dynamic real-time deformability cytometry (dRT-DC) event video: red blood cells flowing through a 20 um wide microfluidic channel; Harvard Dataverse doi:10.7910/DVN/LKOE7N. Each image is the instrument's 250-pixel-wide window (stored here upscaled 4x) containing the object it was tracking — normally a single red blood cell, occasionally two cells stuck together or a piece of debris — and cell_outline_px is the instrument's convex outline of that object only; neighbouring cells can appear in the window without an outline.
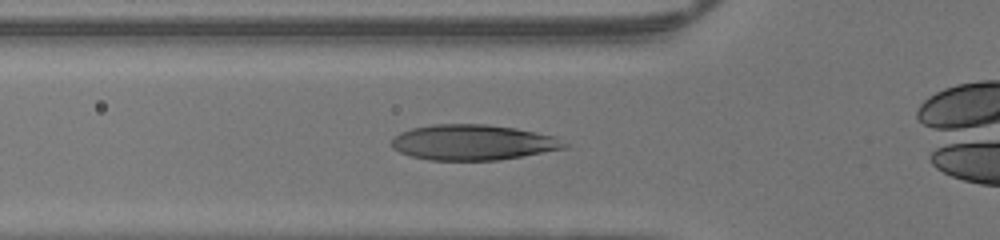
{"species": "human", "species_latin": "Homo sapiens", "temperature_condition": "warm", "stored_images_in_passage": 32, "camera_frame_rate_fps": 3000, "um_per_image_px": 0.085, "donor": {"sex": "male"}, "frame": {"image": 1, "passage_image": 8, "time_ms": 2.333, "image_size_px": [1000, 240], "cell_outline_px": [[568, 148], [500, 160], [428, 160], [408, 156], [392, 148], [392, 136], [400, 132], [412, 128], [432, 124], [488, 124], [516, 128], [556, 136], [568, 144]], "centroid_in_image_um": [40.2, 12.1], "position_along_channel_um": 85.6, "area_um2": 36.13}}
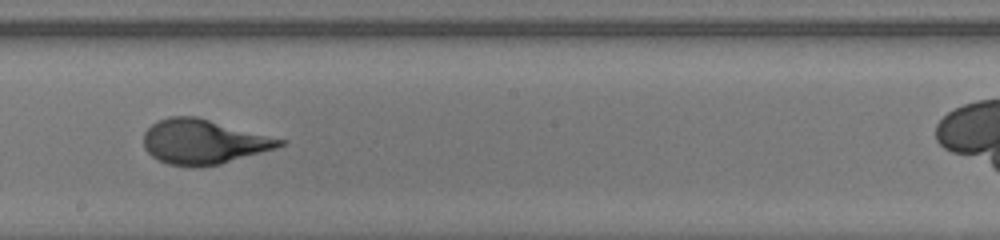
{"frame": {"image": 2, "passage_image": 18, "time_ms": 5.667, "image_size_px": [1000, 240], "cell_outline_px": [[288, 144], [276, 148], [220, 164], [192, 168], [168, 164], [152, 156], [144, 148], [144, 132], [152, 124], [168, 116], [196, 116], [288, 140]], "centroid_in_image_um": [17.32, 12.05], "position_along_channel_um": 230.9, "area_um2": 35.6}}
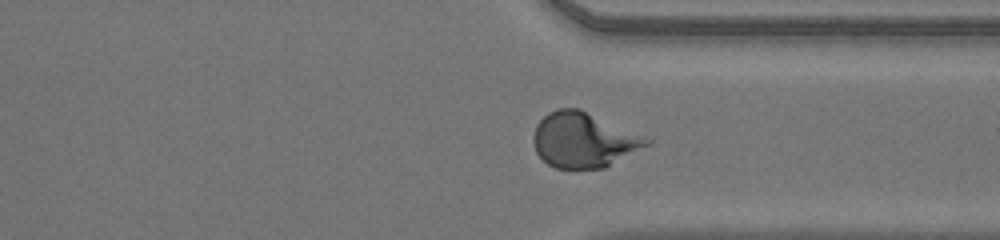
{"frame": {"image": 3, "passage_image": 27, "time_ms": 8.667, "image_size_px": [1000, 240], "cell_outline_px": [[652, 144], [604, 168], [556, 168], [548, 164], [536, 152], [532, 140], [532, 136], [536, 124], [548, 112], [556, 108], [580, 108], [644, 136], [652, 140]], "centroid_in_image_um": [49.6, 11.89], "position_along_channel_um": 361.8, "area_um2": 36.41}}